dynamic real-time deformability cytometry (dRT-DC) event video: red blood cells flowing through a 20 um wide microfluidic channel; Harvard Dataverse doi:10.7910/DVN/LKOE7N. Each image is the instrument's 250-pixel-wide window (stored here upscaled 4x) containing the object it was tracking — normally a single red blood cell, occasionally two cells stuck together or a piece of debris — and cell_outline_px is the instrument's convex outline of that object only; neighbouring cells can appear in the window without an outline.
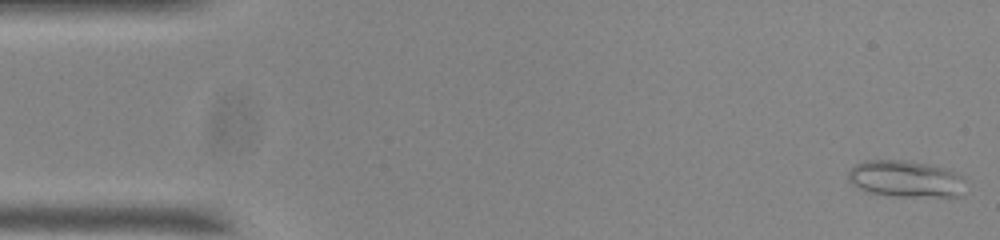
{"species": "common noctule bat (a hibernating species)", "species_latin": "Nyctalus noctula", "temperature_condition": "room temperature", "stored_images_in_passage": 13, "camera_frame_rate_fps": 3000, "um_per_image_px": 0.085, "animal": {"sex": "male", "body_mass_g": 20.0, "forearm_length_mm": 53.3}, "frame": {"image": 1, "passage_image": 1, "time_ms": 0.0, "image_size_px": [1000, 240], "cell_outline_px": [[964, 196], [892, 196], [864, 192], [852, 184], [848, 180], [848, 172], [856, 164], [864, 160], [904, 160], [952, 168], [964, 176]], "centroid_in_image_um": [77.02, 15.2], "position_along_channel_um": 8.0, "area_um2": 25.66}}